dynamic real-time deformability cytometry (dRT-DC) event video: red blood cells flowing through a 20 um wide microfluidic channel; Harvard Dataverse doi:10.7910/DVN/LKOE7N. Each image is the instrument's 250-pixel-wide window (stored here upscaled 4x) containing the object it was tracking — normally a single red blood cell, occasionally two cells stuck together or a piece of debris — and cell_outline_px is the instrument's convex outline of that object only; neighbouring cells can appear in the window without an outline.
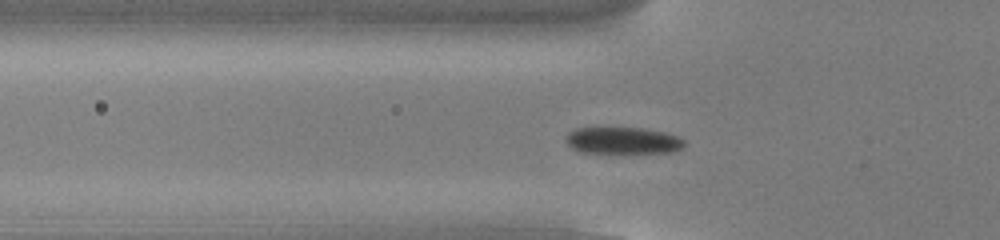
{"species": "common noctule bat (a hibernating species)", "species_latin": "Nyctalus noctula", "temperature_condition": "cold", "stored_images_in_passage": 50, "camera_frame_rate_fps": 3000, "um_per_image_px": 0.085, "animal": {"sex": "male", "body_mass_g": 13.0, "forearm_length_mm": 53.1}, "frame": {"image": 1, "passage_image": 14, "time_ms": 4.333, "image_size_px": [1000, 240], "cell_outline_px": [[684, 148], [672, 152], [580, 152], [572, 148], [564, 140], [564, 136], [568, 132], [576, 128], [640, 128], [664, 132], [676, 136], [684, 140]], "centroid_in_image_um": [52.9, 11.94], "position_along_channel_um": 72.9, "area_um2": 18.32}}
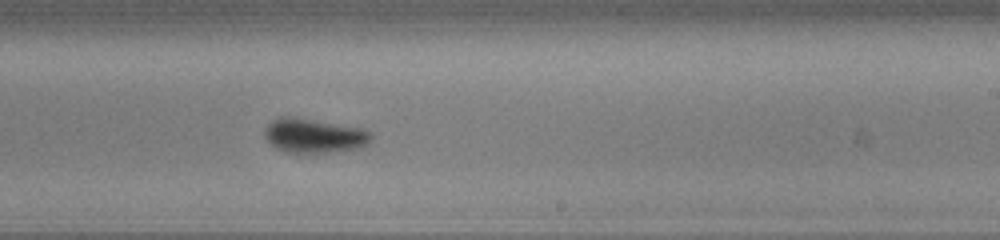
{"frame": {"image": 2, "passage_image": 29, "time_ms": 9.333, "image_size_px": [1000, 240], "cell_outline_px": [[372, 140], [368, 144], [360, 148], [328, 152], [284, 152], [276, 148], [264, 136], [264, 128], [272, 120], [280, 116], [292, 116], [364, 128], [372, 132]], "centroid_in_image_um": [26.72, 11.51], "position_along_channel_um": 262.3, "area_um2": 21.5}}
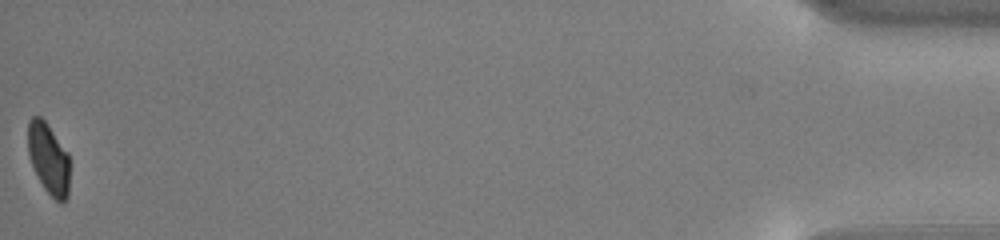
{"frame": {"image": 3, "passage_image": 50, "time_ms": 16.333, "image_size_px": [1000, 240], "cell_outline_px": [[68, 196], [60, 204], [44, 188], [28, 156], [28, 120], [32, 116], [40, 116], [48, 124], [68, 152]], "centroid_in_image_um": [4.12, 13.44], "position_along_channel_um": 431.1, "area_um2": 17.11}, "authors_computed_cell_mechanics": {"area_um2": 19.5075, "velocity_mm_per_s": 3.7959, "shape_relaxation_time_tau1_ms": 1.6283, "shape_relaxation_time_tau2_ms": null, "deformation_change_tau1": 0.0778, "deformation_change_tau2": null}}